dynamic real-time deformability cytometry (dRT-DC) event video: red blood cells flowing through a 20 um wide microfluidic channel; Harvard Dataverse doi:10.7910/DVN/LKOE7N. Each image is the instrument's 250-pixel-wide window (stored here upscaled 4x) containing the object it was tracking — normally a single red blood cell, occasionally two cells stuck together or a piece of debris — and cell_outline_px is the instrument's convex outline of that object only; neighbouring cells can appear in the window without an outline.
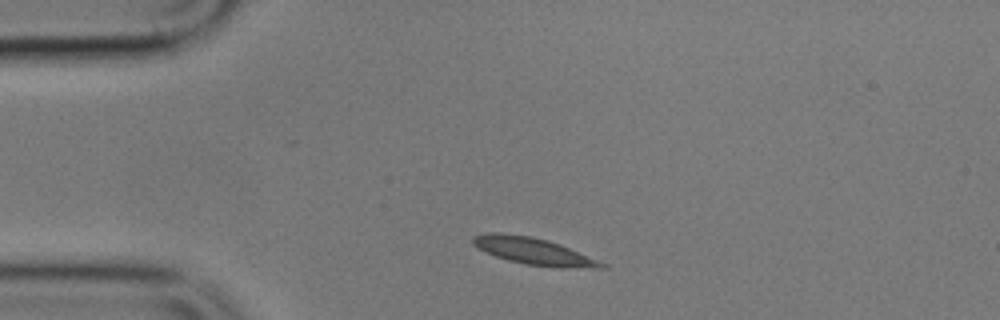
{"species": "common noctule bat (a hibernating species)", "species_latin": "Nyctalus noctula", "temperature_condition": "cold", "stored_images_in_passage": 4, "camera_frame_rate_fps": 3000, "um_per_image_px": 0.085, "animal": {"sex": "male", "body_mass_g": 17.9}, "frame": {"image": 1, "passage_image": 2, "time_ms": 1.333, "image_size_px": [1000, 320], "cell_outline_px": [[608, 268], [560, 268], [524, 264], [508, 260], [496, 256], [472, 244], [472, 236], [488, 232], [500, 232], [532, 236], [548, 240], [560, 244], [608, 264]], "centroid_in_image_um": [45.39, 21.35], "position_along_channel_um": 39.6, "area_um2": 20.29}}